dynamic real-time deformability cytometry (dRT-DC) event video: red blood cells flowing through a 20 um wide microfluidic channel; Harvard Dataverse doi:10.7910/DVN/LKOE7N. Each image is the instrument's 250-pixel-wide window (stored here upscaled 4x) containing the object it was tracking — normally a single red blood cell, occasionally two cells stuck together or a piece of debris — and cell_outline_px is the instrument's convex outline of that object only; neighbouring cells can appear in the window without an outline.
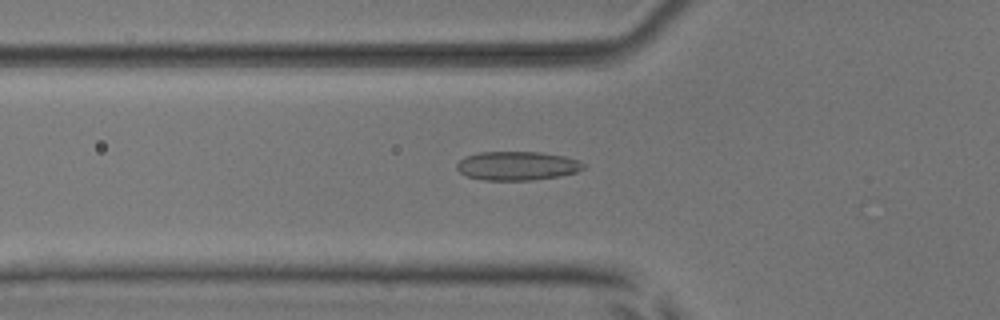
{"species": "common noctule bat (a hibernating species)", "species_latin": "Nyctalus noctula", "temperature_condition": "room temperature", "stored_images_in_passage": 37, "camera_frame_rate_fps": 3000, "um_per_image_px": 0.085, "animal": {"sex": "male", "body_mass_g": 17.9, "forearm_length_mm": 54.2}, "frame": {"image": 1, "passage_image": 3, "time_ms": 0.667, "image_size_px": [1000, 320], "cell_outline_px": [[584, 168], [576, 172], [556, 176], [532, 180], [484, 180], [468, 176], [460, 172], [456, 168], [456, 164], [460, 160], [468, 156], [480, 152], [540, 152], [564, 156], [580, 160], [584, 164]], "centroid_in_image_um": [43.96, 14.09], "position_along_channel_um": 81.8, "area_um2": 21.1}}
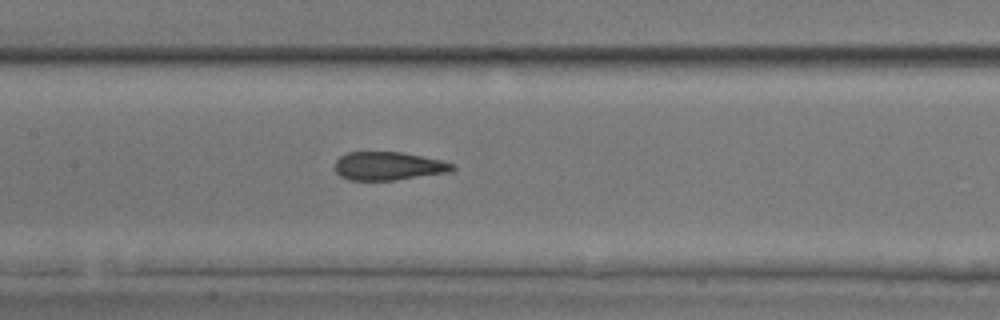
{"frame": {"image": 2, "passage_image": 10, "time_ms": 3.0, "image_size_px": [1000, 320], "cell_outline_px": [[456, 168], [452, 172], [396, 180], [348, 180], [340, 176], [336, 172], [336, 160], [340, 156], [348, 152], [400, 152], [444, 160], [456, 164]], "centroid_in_image_um": [33.08, 14.12], "position_along_channel_um": 174.3, "area_um2": 19.65}}
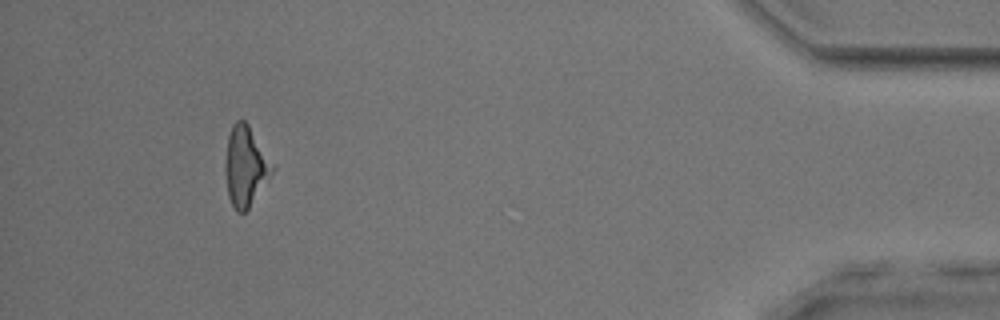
{"frame": {"image": 3, "passage_image": 33, "time_ms": 10.667, "image_size_px": [1000, 320], "cell_outline_px": [[276, 168], [248, 208], [244, 212], [236, 212], [228, 196], [228, 136], [232, 124], [236, 120], [244, 120], [248, 124]], "centroid_in_image_um": [20.92, 14.11], "position_along_channel_um": 414.3, "area_um2": 20.87}}